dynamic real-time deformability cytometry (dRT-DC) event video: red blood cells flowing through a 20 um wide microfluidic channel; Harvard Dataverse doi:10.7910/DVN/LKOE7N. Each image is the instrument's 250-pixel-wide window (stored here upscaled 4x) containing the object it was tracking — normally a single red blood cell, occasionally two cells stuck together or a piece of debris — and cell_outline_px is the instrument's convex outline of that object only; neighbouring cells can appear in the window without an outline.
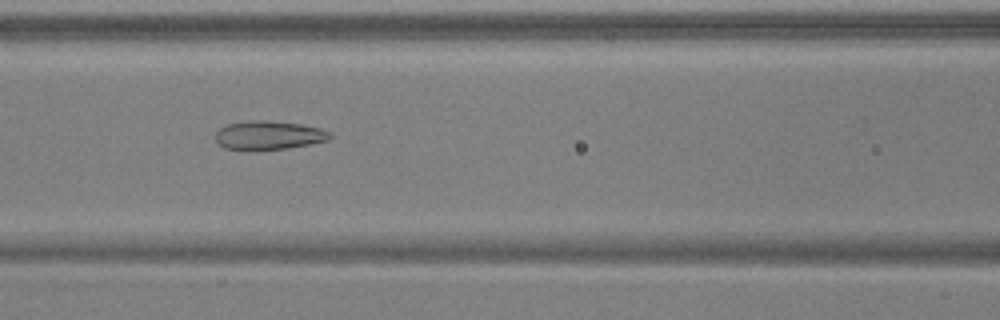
{"species": "common noctule bat (a hibernating species)", "species_latin": "Nyctalus noctula", "temperature_condition": "warm", "stored_images_in_passage": 7, "camera_frame_rate_fps": 3000, "um_per_image_px": 0.085, "animal": {"sex": "male", "body_mass_g": 17.9, "forearm_length_mm": 54.2}, "frame": {"image": 1, "passage_image": 4, "time_ms": 1.0, "image_size_px": [1000, 320], "cell_outline_px": [[332, 136], [328, 140], [312, 144], [288, 148], [252, 152], [248, 152], [224, 148], [216, 140], [216, 132], [220, 128], [228, 124], [248, 120], [264, 120], [300, 124], [320, 128], [332, 132]], "centroid_in_image_um": [22.83, 11.53], "position_along_channel_um": 143.8, "area_um2": 19.71}}
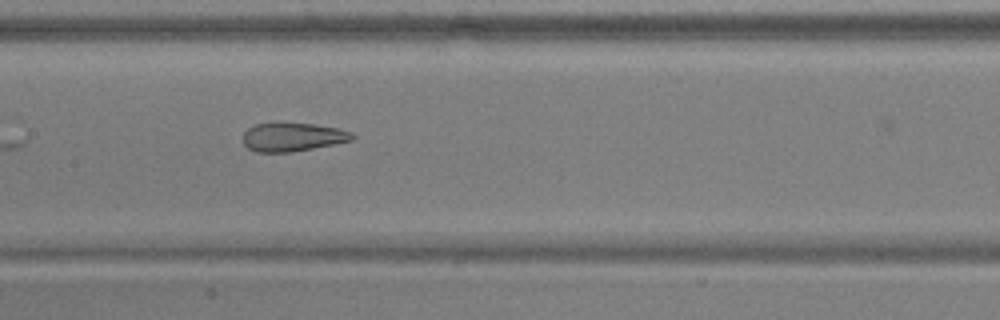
{"frame": {"image": 2, "passage_image": 5, "time_ms": 1.333, "image_size_px": [1000, 320], "cell_outline_px": [[356, 136], [352, 140], [292, 152], [256, 152], [248, 148], [244, 144], [244, 132], [248, 128], [256, 124], [312, 124], [336, 128], [352, 132]], "centroid_in_image_um": [24.87, 11.66], "position_along_channel_um": 182.5, "area_um2": 17.74}}